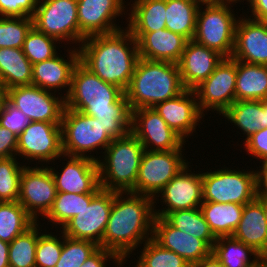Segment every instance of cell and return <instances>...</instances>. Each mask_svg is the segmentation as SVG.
<instances>
[{
  "instance_id": "1",
  "label": "cell",
  "mask_w": 267,
  "mask_h": 267,
  "mask_svg": "<svg viewBox=\"0 0 267 267\" xmlns=\"http://www.w3.org/2000/svg\"><path fill=\"white\" fill-rule=\"evenodd\" d=\"M65 108L99 119L113 139L125 137L131 131L132 110L125 92L104 82L80 61L73 70Z\"/></svg>"
},
{
  "instance_id": "2",
  "label": "cell",
  "mask_w": 267,
  "mask_h": 267,
  "mask_svg": "<svg viewBox=\"0 0 267 267\" xmlns=\"http://www.w3.org/2000/svg\"><path fill=\"white\" fill-rule=\"evenodd\" d=\"M155 206L153 197L114 191L102 248L127 261L132 251L152 238Z\"/></svg>"
},
{
  "instance_id": "3",
  "label": "cell",
  "mask_w": 267,
  "mask_h": 267,
  "mask_svg": "<svg viewBox=\"0 0 267 267\" xmlns=\"http://www.w3.org/2000/svg\"><path fill=\"white\" fill-rule=\"evenodd\" d=\"M79 46L80 62L104 82L128 88L139 59L138 43L125 28L86 37Z\"/></svg>"
},
{
  "instance_id": "4",
  "label": "cell",
  "mask_w": 267,
  "mask_h": 267,
  "mask_svg": "<svg viewBox=\"0 0 267 267\" xmlns=\"http://www.w3.org/2000/svg\"><path fill=\"white\" fill-rule=\"evenodd\" d=\"M184 90L178 64L139 57L125 95L133 111L153 108L158 103L177 97Z\"/></svg>"
},
{
  "instance_id": "5",
  "label": "cell",
  "mask_w": 267,
  "mask_h": 267,
  "mask_svg": "<svg viewBox=\"0 0 267 267\" xmlns=\"http://www.w3.org/2000/svg\"><path fill=\"white\" fill-rule=\"evenodd\" d=\"M144 147L129 132L125 137L114 139L98 160L99 183L104 190L135 193L138 170Z\"/></svg>"
},
{
  "instance_id": "6",
  "label": "cell",
  "mask_w": 267,
  "mask_h": 267,
  "mask_svg": "<svg viewBox=\"0 0 267 267\" xmlns=\"http://www.w3.org/2000/svg\"><path fill=\"white\" fill-rule=\"evenodd\" d=\"M61 128L63 154L67 156L90 157L98 161L100 157H93L91 152L100 148L105 151L114 140L99 119L68 108L63 111Z\"/></svg>"
},
{
  "instance_id": "7",
  "label": "cell",
  "mask_w": 267,
  "mask_h": 267,
  "mask_svg": "<svg viewBox=\"0 0 267 267\" xmlns=\"http://www.w3.org/2000/svg\"><path fill=\"white\" fill-rule=\"evenodd\" d=\"M203 202L245 205L256 198V171L229 168L202 172Z\"/></svg>"
},
{
  "instance_id": "8",
  "label": "cell",
  "mask_w": 267,
  "mask_h": 267,
  "mask_svg": "<svg viewBox=\"0 0 267 267\" xmlns=\"http://www.w3.org/2000/svg\"><path fill=\"white\" fill-rule=\"evenodd\" d=\"M199 7L193 40L200 45L216 50L224 57H231L234 48L237 18L231 5ZM204 10H202V9Z\"/></svg>"
},
{
  "instance_id": "9",
  "label": "cell",
  "mask_w": 267,
  "mask_h": 267,
  "mask_svg": "<svg viewBox=\"0 0 267 267\" xmlns=\"http://www.w3.org/2000/svg\"><path fill=\"white\" fill-rule=\"evenodd\" d=\"M182 150L148 151L144 150L135 184V193L154 198L189 162Z\"/></svg>"
},
{
  "instance_id": "10",
  "label": "cell",
  "mask_w": 267,
  "mask_h": 267,
  "mask_svg": "<svg viewBox=\"0 0 267 267\" xmlns=\"http://www.w3.org/2000/svg\"><path fill=\"white\" fill-rule=\"evenodd\" d=\"M33 26L58 42L79 43L77 0H38Z\"/></svg>"
},
{
  "instance_id": "11",
  "label": "cell",
  "mask_w": 267,
  "mask_h": 267,
  "mask_svg": "<svg viewBox=\"0 0 267 267\" xmlns=\"http://www.w3.org/2000/svg\"><path fill=\"white\" fill-rule=\"evenodd\" d=\"M28 161L54 162L64 157L61 123L31 121L17 136L16 156ZM24 156V157H23Z\"/></svg>"
},
{
  "instance_id": "12",
  "label": "cell",
  "mask_w": 267,
  "mask_h": 267,
  "mask_svg": "<svg viewBox=\"0 0 267 267\" xmlns=\"http://www.w3.org/2000/svg\"><path fill=\"white\" fill-rule=\"evenodd\" d=\"M113 199L114 191L101 189L79 214L62 227L63 234L74 239L89 240L102 247Z\"/></svg>"
},
{
  "instance_id": "13",
  "label": "cell",
  "mask_w": 267,
  "mask_h": 267,
  "mask_svg": "<svg viewBox=\"0 0 267 267\" xmlns=\"http://www.w3.org/2000/svg\"><path fill=\"white\" fill-rule=\"evenodd\" d=\"M236 60L224 57L213 73L194 89L198 106L205 111L223 114L235 102Z\"/></svg>"
},
{
  "instance_id": "14",
  "label": "cell",
  "mask_w": 267,
  "mask_h": 267,
  "mask_svg": "<svg viewBox=\"0 0 267 267\" xmlns=\"http://www.w3.org/2000/svg\"><path fill=\"white\" fill-rule=\"evenodd\" d=\"M55 95L32 84L8 89V101L26 115L30 122L61 123L65 98Z\"/></svg>"
},
{
  "instance_id": "15",
  "label": "cell",
  "mask_w": 267,
  "mask_h": 267,
  "mask_svg": "<svg viewBox=\"0 0 267 267\" xmlns=\"http://www.w3.org/2000/svg\"><path fill=\"white\" fill-rule=\"evenodd\" d=\"M57 190L48 166H25L20 177L18 202L36 220L51 209ZM38 215V216H37Z\"/></svg>"
},
{
  "instance_id": "16",
  "label": "cell",
  "mask_w": 267,
  "mask_h": 267,
  "mask_svg": "<svg viewBox=\"0 0 267 267\" xmlns=\"http://www.w3.org/2000/svg\"><path fill=\"white\" fill-rule=\"evenodd\" d=\"M130 132L148 151L183 150V145L185 147L186 141L171 129L153 108L132 111Z\"/></svg>"
},
{
  "instance_id": "17",
  "label": "cell",
  "mask_w": 267,
  "mask_h": 267,
  "mask_svg": "<svg viewBox=\"0 0 267 267\" xmlns=\"http://www.w3.org/2000/svg\"><path fill=\"white\" fill-rule=\"evenodd\" d=\"M189 163L157 194L166 207L154 209L156 217H166L170 212L200 208L203 203L202 173L189 170ZM190 171V172H189Z\"/></svg>"
},
{
  "instance_id": "18",
  "label": "cell",
  "mask_w": 267,
  "mask_h": 267,
  "mask_svg": "<svg viewBox=\"0 0 267 267\" xmlns=\"http://www.w3.org/2000/svg\"><path fill=\"white\" fill-rule=\"evenodd\" d=\"M125 0H77L79 46L89 36L123 29L114 19L123 16ZM81 42V43H80Z\"/></svg>"
},
{
  "instance_id": "19",
  "label": "cell",
  "mask_w": 267,
  "mask_h": 267,
  "mask_svg": "<svg viewBox=\"0 0 267 267\" xmlns=\"http://www.w3.org/2000/svg\"><path fill=\"white\" fill-rule=\"evenodd\" d=\"M66 165L61 172L48 166L57 192L66 193H98L102 188L99 183L98 162L90 157L67 156Z\"/></svg>"
},
{
  "instance_id": "20",
  "label": "cell",
  "mask_w": 267,
  "mask_h": 267,
  "mask_svg": "<svg viewBox=\"0 0 267 267\" xmlns=\"http://www.w3.org/2000/svg\"><path fill=\"white\" fill-rule=\"evenodd\" d=\"M243 17H238L236 23L231 58L251 64L267 65V24L262 20Z\"/></svg>"
},
{
  "instance_id": "21",
  "label": "cell",
  "mask_w": 267,
  "mask_h": 267,
  "mask_svg": "<svg viewBox=\"0 0 267 267\" xmlns=\"http://www.w3.org/2000/svg\"><path fill=\"white\" fill-rule=\"evenodd\" d=\"M152 239L183 257L191 266L212 253V248L204 240L173 227L164 217L155 216Z\"/></svg>"
},
{
  "instance_id": "22",
  "label": "cell",
  "mask_w": 267,
  "mask_h": 267,
  "mask_svg": "<svg viewBox=\"0 0 267 267\" xmlns=\"http://www.w3.org/2000/svg\"><path fill=\"white\" fill-rule=\"evenodd\" d=\"M153 109L184 140L196 131L198 122L205 116L199 109L196 93L188 89L175 98L158 103Z\"/></svg>"
},
{
  "instance_id": "23",
  "label": "cell",
  "mask_w": 267,
  "mask_h": 267,
  "mask_svg": "<svg viewBox=\"0 0 267 267\" xmlns=\"http://www.w3.org/2000/svg\"><path fill=\"white\" fill-rule=\"evenodd\" d=\"M223 59L224 56L216 50L194 40L187 41L177 63L183 87L194 90L213 73Z\"/></svg>"
},
{
  "instance_id": "24",
  "label": "cell",
  "mask_w": 267,
  "mask_h": 267,
  "mask_svg": "<svg viewBox=\"0 0 267 267\" xmlns=\"http://www.w3.org/2000/svg\"><path fill=\"white\" fill-rule=\"evenodd\" d=\"M76 48H68V60L57 54L51 59L33 64L32 85L54 91L53 93L65 88L66 93L63 97L66 98L70 91L73 70L80 61L79 49Z\"/></svg>"
},
{
  "instance_id": "25",
  "label": "cell",
  "mask_w": 267,
  "mask_h": 267,
  "mask_svg": "<svg viewBox=\"0 0 267 267\" xmlns=\"http://www.w3.org/2000/svg\"><path fill=\"white\" fill-rule=\"evenodd\" d=\"M138 43L139 57L178 63L187 39L166 28L154 32H130Z\"/></svg>"
},
{
  "instance_id": "26",
  "label": "cell",
  "mask_w": 267,
  "mask_h": 267,
  "mask_svg": "<svg viewBox=\"0 0 267 267\" xmlns=\"http://www.w3.org/2000/svg\"><path fill=\"white\" fill-rule=\"evenodd\" d=\"M233 238L252 247L267 260V221L262 207V197L245 204L241 220L234 231Z\"/></svg>"
},
{
  "instance_id": "27",
  "label": "cell",
  "mask_w": 267,
  "mask_h": 267,
  "mask_svg": "<svg viewBox=\"0 0 267 267\" xmlns=\"http://www.w3.org/2000/svg\"><path fill=\"white\" fill-rule=\"evenodd\" d=\"M267 100V65L236 60L235 101Z\"/></svg>"
},
{
  "instance_id": "28",
  "label": "cell",
  "mask_w": 267,
  "mask_h": 267,
  "mask_svg": "<svg viewBox=\"0 0 267 267\" xmlns=\"http://www.w3.org/2000/svg\"><path fill=\"white\" fill-rule=\"evenodd\" d=\"M127 18L130 32H154L166 28V0H134Z\"/></svg>"
},
{
  "instance_id": "29",
  "label": "cell",
  "mask_w": 267,
  "mask_h": 267,
  "mask_svg": "<svg viewBox=\"0 0 267 267\" xmlns=\"http://www.w3.org/2000/svg\"><path fill=\"white\" fill-rule=\"evenodd\" d=\"M33 65L20 48H0V81L7 88L31 85Z\"/></svg>"
},
{
  "instance_id": "30",
  "label": "cell",
  "mask_w": 267,
  "mask_h": 267,
  "mask_svg": "<svg viewBox=\"0 0 267 267\" xmlns=\"http://www.w3.org/2000/svg\"><path fill=\"white\" fill-rule=\"evenodd\" d=\"M244 205L203 202L200 209L216 238L232 236L242 216Z\"/></svg>"
},
{
  "instance_id": "31",
  "label": "cell",
  "mask_w": 267,
  "mask_h": 267,
  "mask_svg": "<svg viewBox=\"0 0 267 267\" xmlns=\"http://www.w3.org/2000/svg\"><path fill=\"white\" fill-rule=\"evenodd\" d=\"M212 253L224 267H258L264 259L252 247L232 236L218 237ZM253 255L252 261L250 260Z\"/></svg>"
},
{
  "instance_id": "32",
  "label": "cell",
  "mask_w": 267,
  "mask_h": 267,
  "mask_svg": "<svg viewBox=\"0 0 267 267\" xmlns=\"http://www.w3.org/2000/svg\"><path fill=\"white\" fill-rule=\"evenodd\" d=\"M198 10L193 0H166V29L193 40Z\"/></svg>"
},
{
  "instance_id": "33",
  "label": "cell",
  "mask_w": 267,
  "mask_h": 267,
  "mask_svg": "<svg viewBox=\"0 0 267 267\" xmlns=\"http://www.w3.org/2000/svg\"><path fill=\"white\" fill-rule=\"evenodd\" d=\"M222 116L241 129L246 140L263 128V100L235 101Z\"/></svg>"
},
{
  "instance_id": "34",
  "label": "cell",
  "mask_w": 267,
  "mask_h": 267,
  "mask_svg": "<svg viewBox=\"0 0 267 267\" xmlns=\"http://www.w3.org/2000/svg\"><path fill=\"white\" fill-rule=\"evenodd\" d=\"M37 221L18 202H0V240L10 243Z\"/></svg>"
},
{
  "instance_id": "35",
  "label": "cell",
  "mask_w": 267,
  "mask_h": 267,
  "mask_svg": "<svg viewBox=\"0 0 267 267\" xmlns=\"http://www.w3.org/2000/svg\"><path fill=\"white\" fill-rule=\"evenodd\" d=\"M165 219L173 227L204 240L213 248L217 238L210 230L200 208L176 210L170 212Z\"/></svg>"
},
{
  "instance_id": "36",
  "label": "cell",
  "mask_w": 267,
  "mask_h": 267,
  "mask_svg": "<svg viewBox=\"0 0 267 267\" xmlns=\"http://www.w3.org/2000/svg\"><path fill=\"white\" fill-rule=\"evenodd\" d=\"M97 193H66L57 192L56 198L49 212L45 215L50 223L55 227L62 228L70 219L79 214V212L91 202V199ZM58 224V225H57Z\"/></svg>"
},
{
  "instance_id": "37",
  "label": "cell",
  "mask_w": 267,
  "mask_h": 267,
  "mask_svg": "<svg viewBox=\"0 0 267 267\" xmlns=\"http://www.w3.org/2000/svg\"><path fill=\"white\" fill-rule=\"evenodd\" d=\"M39 225L37 221L9 243V267H36L35 253L38 237L41 234Z\"/></svg>"
},
{
  "instance_id": "38",
  "label": "cell",
  "mask_w": 267,
  "mask_h": 267,
  "mask_svg": "<svg viewBox=\"0 0 267 267\" xmlns=\"http://www.w3.org/2000/svg\"><path fill=\"white\" fill-rule=\"evenodd\" d=\"M143 246L135 267H191L183 257L161 247L152 238Z\"/></svg>"
},
{
  "instance_id": "39",
  "label": "cell",
  "mask_w": 267,
  "mask_h": 267,
  "mask_svg": "<svg viewBox=\"0 0 267 267\" xmlns=\"http://www.w3.org/2000/svg\"><path fill=\"white\" fill-rule=\"evenodd\" d=\"M57 41V39L47 36L32 26L26 35L22 51L33 65L56 56L58 54L56 44H60Z\"/></svg>"
},
{
  "instance_id": "40",
  "label": "cell",
  "mask_w": 267,
  "mask_h": 267,
  "mask_svg": "<svg viewBox=\"0 0 267 267\" xmlns=\"http://www.w3.org/2000/svg\"><path fill=\"white\" fill-rule=\"evenodd\" d=\"M62 236V251L55 267H81L86 259L92 255L99 246L89 240L74 239L67 237L60 231Z\"/></svg>"
},
{
  "instance_id": "41",
  "label": "cell",
  "mask_w": 267,
  "mask_h": 267,
  "mask_svg": "<svg viewBox=\"0 0 267 267\" xmlns=\"http://www.w3.org/2000/svg\"><path fill=\"white\" fill-rule=\"evenodd\" d=\"M16 158H0V202L18 201L20 177L26 165H20Z\"/></svg>"
},
{
  "instance_id": "42",
  "label": "cell",
  "mask_w": 267,
  "mask_h": 267,
  "mask_svg": "<svg viewBox=\"0 0 267 267\" xmlns=\"http://www.w3.org/2000/svg\"><path fill=\"white\" fill-rule=\"evenodd\" d=\"M33 26L32 17H0V48L22 49Z\"/></svg>"
},
{
  "instance_id": "43",
  "label": "cell",
  "mask_w": 267,
  "mask_h": 267,
  "mask_svg": "<svg viewBox=\"0 0 267 267\" xmlns=\"http://www.w3.org/2000/svg\"><path fill=\"white\" fill-rule=\"evenodd\" d=\"M45 233L38 237L35 253L36 267H55L62 251V241L52 232L48 234L45 231Z\"/></svg>"
},
{
  "instance_id": "44",
  "label": "cell",
  "mask_w": 267,
  "mask_h": 267,
  "mask_svg": "<svg viewBox=\"0 0 267 267\" xmlns=\"http://www.w3.org/2000/svg\"><path fill=\"white\" fill-rule=\"evenodd\" d=\"M29 119L8 100L0 112V126L6 127L17 136L24 131L29 124Z\"/></svg>"
},
{
  "instance_id": "45",
  "label": "cell",
  "mask_w": 267,
  "mask_h": 267,
  "mask_svg": "<svg viewBox=\"0 0 267 267\" xmlns=\"http://www.w3.org/2000/svg\"><path fill=\"white\" fill-rule=\"evenodd\" d=\"M38 0H0V17H32Z\"/></svg>"
},
{
  "instance_id": "46",
  "label": "cell",
  "mask_w": 267,
  "mask_h": 267,
  "mask_svg": "<svg viewBox=\"0 0 267 267\" xmlns=\"http://www.w3.org/2000/svg\"><path fill=\"white\" fill-rule=\"evenodd\" d=\"M246 152L261 162L267 161V127L261 128L243 143Z\"/></svg>"
},
{
  "instance_id": "47",
  "label": "cell",
  "mask_w": 267,
  "mask_h": 267,
  "mask_svg": "<svg viewBox=\"0 0 267 267\" xmlns=\"http://www.w3.org/2000/svg\"><path fill=\"white\" fill-rule=\"evenodd\" d=\"M113 259V263L122 267L123 262L115 253L112 251L106 250L102 247H99L92 255H90L86 261L82 264L81 267H106V261Z\"/></svg>"
},
{
  "instance_id": "48",
  "label": "cell",
  "mask_w": 267,
  "mask_h": 267,
  "mask_svg": "<svg viewBox=\"0 0 267 267\" xmlns=\"http://www.w3.org/2000/svg\"><path fill=\"white\" fill-rule=\"evenodd\" d=\"M17 135L6 127L0 126V158L16 156Z\"/></svg>"
},
{
  "instance_id": "49",
  "label": "cell",
  "mask_w": 267,
  "mask_h": 267,
  "mask_svg": "<svg viewBox=\"0 0 267 267\" xmlns=\"http://www.w3.org/2000/svg\"><path fill=\"white\" fill-rule=\"evenodd\" d=\"M256 171V195L267 198V161L262 162ZM260 170V171H259Z\"/></svg>"
},
{
  "instance_id": "50",
  "label": "cell",
  "mask_w": 267,
  "mask_h": 267,
  "mask_svg": "<svg viewBox=\"0 0 267 267\" xmlns=\"http://www.w3.org/2000/svg\"><path fill=\"white\" fill-rule=\"evenodd\" d=\"M244 1V0H243ZM250 6L252 14L249 16L254 20H266L267 19V0H247Z\"/></svg>"
},
{
  "instance_id": "51",
  "label": "cell",
  "mask_w": 267,
  "mask_h": 267,
  "mask_svg": "<svg viewBox=\"0 0 267 267\" xmlns=\"http://www.w3.org/2000/svg\"><path fill=\"white\" fill-rule=\"evenodd\" d=\"M191 267H224L213 253L203 258L200 262L195 263Z\"/></svg>"
},
{
  "instance_id": "52",
  "label": "cell",
  "mask_w": 267,
  "mask_h": 267,
  "mask_svg": "<svg viewBox=\"0 0 267 267\" xmlns=\"http://www.w3.org/2000/svg\"><path fill=\"white\" fill-rule=\"evenodd\" d=\"M9 243L0 240V267H9Z\"/></svg>"
},
{
  "instance_id": "53",
  "label": "cell",
  "mask_w": 267,
  "mask_h": 267,
  "mask_svg": "<svg viewBox=\"0 0 267 267\" xmlns=\"http://www.w3.org/2000/svg\"><path fill=\"white\" fill-rule=\"evenodd\" d=\"M199 7L206 6H217L224 5L226 3L231 2L232 0H193Z\"/></svg>"
},
{
  "instance_id": "54",
  "label": "cell",
  "mask_w": 267,
  "mask_h": 267,
  "mask_svg": "<svg viewBox=\"0 0 267 267\" xmlns=\"http://www.w3.org/2000/svg\"><path fill=\"white\" fill-rule=\"evenodd\" d=\"M8 100V89L0 84V112L4 108L5 102Z\"/></svg>"
},
{
  "instance_id": "55",
  "label": "cell",
  "mask_w": 267,
  "mask_h": 267,
  "mask_svg": "<svg viewBox=\"0 0 267 267\" xmlns=\"http://www.w3.org/2000/svg\"><path fill=\"white\" fill-rule=\"evenodd\" d=\"M267 127V100L263 101V128Z\"/></svg>"
},
{
  "instance_id": "56",
  "label": "cell",
  "mask_w": 267,
  "mask_h": 267,
  "mask_svg": "<svg viewBox=\"0 0 267 267\" xmlns=\"http://www.w3.org/2000/svg\"><path fill=\"white\" fill-rule=\"evenodd\" d=\"M262 207L267 221V198L262 197Z\"/></svg>"
},
{
  "instance_id": "57",
  "label": "cell",
  "mask_w": 267,
  "mask_h": 267,
  "mask_svg": "<svg viewBox=\"0 0 267 267\" xmlns=\"http://www.w3.org/2000/svg\"><path fill=\"white\" fill-rule=\"evenodd\" d=\"M258 267H267V260H264Z\"/></svg>"
}]
</instances>
